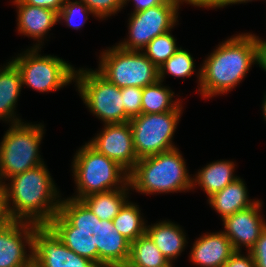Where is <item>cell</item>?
<instances>
[{
	"instance_id": "obj_20",
	"label": "cell",
	"mask_w": 266,
	"mask_h": 267,
	"mask_svg": "<svg viewBox=\"0 0 266 267\" xmlns=\"http://www.w3.org/2000/svg\"><path fill=\"white\" fill-rule=\"evenodd\" d=\"M247 186L240 177L222 190L208 198V203L216 212L221 215V219L233 215L254 205L257 200L249 199Z\"/></svg>"
},
{
	"instance_id": "obj_18",
	"label": "cell",
	"mask_w": 266,
	"mask_h": 267,
	"mask_svg": "<svg viewBox=\"0 0 266 267\" xmlns=\"http://www.w3.org/2000/svg\"><path fill=\"white\" fill-rule=\"evenodd\" d=\"M146 233L164 257L173 264L185 249L187 239L184 230L174 222L159 221L146 226Z\"/></svg>"
},
{
	"instance_id": "obj_24",
	"label": "cell",
	"mask_w": 266,
	"mask_h": 267,
	"mask_svg": "<svg viewBox=\"0 0 266 267\" xmlns=\"http://www.w3.org/2000/svg\"><path fill=\"white\" fill-rule=\"evenodd\" d=\"M175 93L168 86H163V81L146 86L142 92V114L162 113L174 110L180 103L172 100Z\"/></svg>"
},
{
	"instance_id": "obj_19",
	"label": "cell",
	"mask_w": 266,
	"mask_h": 267,
	"mask_svg": "<svg viewBox=\"0 0 266 267\" xmlns=\"http://www.w3.org/2000/svg\"><path fill=\"white\" fill-rule=\"evenodd\" d=\"M17 67L9 60L0 67V120L13 124L23 121L16 116L15 108L22 89Z\"/></svg>"
},
{
	"instance_id": "obj_33",
	"label": "cell",
	"mask_w": 266,
	"mask_h": 267,
	"mask_svg": "<svg viewBox=\"0 0 266 267\" xmlns=\"http://www.w3.org/2000/svg\"><path fill=\"white\" fill-rule=\"evenodd\" d=\"M24 4L52 9L57 13L61 10L66 0H21Z\"/></svg>"
},
{
	"instance_id": "obj_5",
	"label": "cell",
	"mask_w": 266,
	"mask_h": 267,
	"mask_svg": "<svg viewBox=\"0 0 266 267\" xmlns=\"http://www.w3.org/2000/svg\"><path fill=\"white\" fill-rule=\"evenodd\" d=\"M72 173L77 194L72 199L100 192L124 188L129 183V173L112 159L94 149L88 142L76 151Z\"/></svg>"
},
{
	"instance_id": "obj_13",
	"label": "cell",
	"mask_w": 266,
	"mask_h": 267,
	"mask_svg": "<svg viewBox=\"0 0 266 267\" xmlns=\"http://www.w3.org/2000/svg\"><path fill=\"white\" fill-rule=\"evenodd\" d=\"M37 226L8 219L0 225V267L33 266V235Z\"/></svg>"
},
{
	"instance_id": "obj_9",
	"label": "cell",
	"mask_w": 266,
	"mask_h": 267,
	"mask_svg": "<svg viewBox=\"0 0 266 267\" xmlns=\"http://www.w3.org/2000/svg\"><path fill=\"white\" fill-rule=\"evenodd\" d=\"M74 82L89 111L104 124L126 122L121 88L111 83L97 69H76Z\"/></svg>"
},
{
	"instance_id": "obj_6",
	"label": "cell",
	"mask_w": 266,
	"mask_h": 267,
	"mask_svg": "<svg viewBox=\"0 0 266 267\" xmlns=\"http://www.w3.org/2000/svg\"><path fill=\"white\" fill-rule=\"evenodd\" d=\"M43 128L41 123L11 124L0 142V186L12 176L44 163L39 155Z\"/></svg>"
},
{
	"instance_id": "obj_8",
	"label": "cell",
	"mask_w": 266,
	"mask_h": 267,
	"mask_svg": "<svg viewBox=\"0 0 266 267\" xmlns=\"http://www.w3.org/2000/svg\"><path fill=\"white\" fill-rule=\"evenodd\" d=\"M100 54L97 70L119 88H144L159 80V69L143 51H128L116 45Z\"/></svg>"
},
{
	"instance_id": "obj_25",
	"label": "cell",
	"mask_w": 266,
	"mask_h": 267,
	"mask_svg": "<svg viewBox=\"0 0 266 267\" xmlns=\"http://www.w3.org/2000/svg\"><path fill=\"white\" fill-rule=\"evenodd\" d=\"M138 206L127 201L112 220L115 229L130 243L146 233L147 225Z\"/></svg>"
},
{
	"instance_id": "obj_26",
	"label": "cell",
	"mask_w": 266,
	"mask_h": 267,
	"mask_svg": "<svg viewBox=\"0 0 266 267\" xmlns=\"http://www.w3.org/2000/svg\"><path fill=\"white\" fill-rule=\"evenodd\" d=\"M168 31L152 39L142 50L146 57L159 69L180 48Z\"/></svg>"
},
{
	"instance_id": "obj_27",
	"label": "cell",
	"mask_w": 266,
	"mask_h": 267,
	"mask_svg": "<svg viewBox=\"0 0 266 267\" xmlns=\"http://www.w3.org/2000/svg\"><path fill=\"white\" fill-rule=\"evenodd\" d=\"M194 58L181 47L160 68L159 80L164 81L166 74L175 78L191 77L195 72Z\"/></svg>"
},
{
	"instance_id": "obj_28",
	"label": "cell",
	"mask_w": 266,
	"mask_h": 267,
	"mask_svg": "<svg viewBox=\"0 0 266 267\" xmlns=\"http://www.w3.org/2000/svg\"><path fill=\"white\" fill-rule=\"evenodd\" d=\"M89 14L96 17L84 2L80 0H66L63 7L58 12V22L63 20L66 22V26L78 30L81 26H84ZM80 20L82 22H80Z\"/></svg>"
},
{
	"instance_id": "obj_29",
	"label": "cell",
	"mask_w": 266,
	"mask_h": 267,
	"mask_svg": "<svg viewBox=\"0 0 266 267\" xmlns=\"http://www.w3.org/2000/svg\"><path fill=\"white\" fill-rule=\"evenodd\" d=\"M142 92L143 88L141 87L129 86L121 88L124 112L126 113V122L141 114Z\"/></svg>"
},
{
	"instance_id": "obj_3",
	"label": "cell",
	"mask_w": 266,
	"mask_h": 267,
	"mask_svg": "<svg viewBox=\"0 0 266 267\" xmlns=\"http://www.w3.org/2000/svg\"><path fill=\"white\" fill-rule=\"evenodd\" d=\"M217 46L196 73L198 91L205 99L231 91L246 77L252 65L257 64L252 33H239Z\"/></svg>"
},
{
	"instance_id": "obj_16",
	"label": "cell",
	"mask_w": 266,
	"mask_h": 267,
	"mask_svg": "<svg viewBox=\"0 0 266 267\" xmlns=\"http://www.w3.org/2000/svg\"><path fill=\"white\" fill-rule=\"evenodd\" d=\"M235 252L230 239L219 231L205 233L195 240L190 261L200 267H223Z\"/></svg>"
},
{
	"instance_id": "obj_37",
	"label": "cell",
	"mask_w": 266,
	"mask_h": 267,
	"mask_svg": "<svg viewBox=\"0 0 266 267\" xmlns=\"http://www.w3.org/2000/svg\"><path fill=\"white\" fill-rule=\"evenodd\" d=\"M216 0H184L186 4L193 5L195 7L209 8Z\"/></svg>"
},
{
	"instance_id": "obj_7",
	"label": "cell",
	"mask_w": 266,
	"mask_h": 267,
	"mask_svg": "<svg viewBox=\"0 0 266 267\" xmlns=\"http://www.w3.org/2000/svg\"><path fill=\"white\" fill-rule=\"evenodd\" d=\"M41 48L29 47L10 61L17 67L23 87L38 92L57 91L75 80V68L68 62L52 55H41Z\"/></svg>"
},
{
	"instance_id": "obj_4",
	"label": "cell",
	"mask_w": 266,
	"mask_h": 267,
	"mask_svg": "<svg viewBox=\"0 0 266 267\" xmlns=\"http://www.w3.org/2000/svg\"><path fill=\"white\" fill-rule=\"evenodd\" d=\"M186 162L178 148L139 159L129 173L131 190L141 194L178 193L192 188Z\"/></svg>"
},
{
	"instance_id": "obj_31",
	"label": "cell",
	"mask_w": 266,
	"mask_h": 267,
	"mask_svg": "<svg viewBox=\"0 0 266 267\" xmlns=\"http://www.w3.org/2000/svg\"><path fill=\"white\" fill-rule=\"evenodd\" d=\"M250 252L253 256L255 267H266V228L262 231Z\"/></svg>"
},
{
	"instance_id": "obj_1",
	"label": "cell",
	"mask_w": 266,
	"mask_h": 267,
	"mask_svg": "<svg viewBox=\"0 0 266 267\" xmlns=\"http://www.w3.org/2000/svg\"><path fill=\"white\" fill-rule=\"evenodd\" d=\"M48 226L66 247L98 267H125L128 262L130 242L113 221L100 220L82 200L62 199Z\"/></svg>"
},
{
	"instance_id": "obj_30",
	"label": "cell",
	"mask_w": 266,
	"mask_h": 267,
	"mask_svg": "<svg viewBox=\"0 0 266 267\" xmlns=\"http://www.w3.org/2000/svg\"><path fill=\"white\" fill-rule=\"evenodd\" d=\"M84 2L87 7L100 20L108 18L111 15L117 14L123 9V0H80Z\"/></svg>"
},
{
	"instance_id": "obj_11",
	"label": "cell",
	"mask_w": 266,
	"mask_h": 267,
	"mask_svg": "<svg viewBox=\"0 0 266 267\" xmlns=\"http://www.w3.org/2000/svg\"><path fill=\"white\" fill-rule=\"evenodd\" d=\"M184 0H169L166 4L131 13L128 19V39L117 45L128 51H142L155 37L162 35L177 25L179 5Z\"/></svg>"
},
{
	"instance_id": "obj_12",
	"label": "cell",
	"mask_w": 266,
	"mask_h": 267,
	"mask_svg": "<svg viewBox=\"0 0 266 267\" xmlns=\"http://www.w3.org/2000/svg\"><path fill=\"white\" fill-rule=\"evenodd\" d=\"M34 267H98L68 247L48 225L37 226L33 235Z\"/></svg>"
},
{
	"instance_id": "obj_34",
	"label": "cell",
	"mask_w": 266,
	"mask_h": 267,
	"mask_svg": "<svg viewBox=\"0 0 266 267\" xmlns=\"http://www.w3.org/2000/svg\"><path fill=\"white\" fill-rule=\"evenodd\" d=\"M131 0H123V7L127 5V2ZM134 2V11L133 13H137L143 10H147L154 6H159L166 4L169 0H132Z\"/></svg>"
},
{
	"instance_id": "obj_2",
	"label": "cell",
	"mask_w": 266,
	"mask_h": 267,
	"mask_svg": "<svg viewBox=\"0 0 266 267\" xmlns=\"http://www.w3.org/2000/svg\"><path fill=\"white\" fill-rule=\"evenodd\" d=\"M8 180L11 182L0 186L6 218L48 225L59 212L61 196L46 165L43 163Z\"/></svg>"
},
{
	"instance_id": "obj_36",
	"label": "cell",
	"mask_w": 266,
	"mask_h": 267,
	"mask_svg": "<svg viewBox=\"0 0 266 267\" xmlns=\"http://www.w3.org/2000/svg\"><path fill=\"white\" fill-rule=\"evenodd\" d=\"M253 0H216L209 8H223L228 5L232 4H241L251 2Z\"/></svg>"
},
{
	"instance_id": "obj_39",
	"label": "cell",
	"mask_w": 266,
	"mask_h": 267,
	"mask_svg": "<svg viewBox=\"0 0 266 267\" xmlns=\"http://www.w3.org/2000/svg\"><path fill=\"white\" fill-rule=\"evenodd\" d=\"M262 112H263V117L266 121V95H264V100H263V103H262Z\"/></svg>"
},
{
	"instance_id": "obj_38",
	"label": "cell",
	"mask_w": 266,
	"mask_h": 267,
	"mask_svg": "<svg viewBox=\"0 0 266 267\" xmlns=\"http://www.w3.org/2000/svg\"><path fill=\"white\" fill-rule=\"evenodd\" d=\"M7 220L4 212L3 200H2V191L0 188V225Z\"/></svg>"
},
{
	"instance_id": "obj_17",
	"label": "cell",
	"mask_w": 266,
	"mask_h": 267,
	"mask_svg": "<svg viewBox=\"0 0 266 267\" xmlns=\"http://www.w3.org/2000/svg\"><path fill=\"white\" fill-rule=\"evenodd\" d=\"M12 2L18 8V33L37 39L38 43L33 48H41L44 36L58 22V13L52 9L24 4L21 0Z\"/></svg>"
},
{
	"instance_id": "obj_35",
	"label": "cell",
	"mask_w": 266,
	"mask_h": 267,
	"mask_svg": "<svg viewBox=\"0 0 266 267\" xmlns=\"http://www.w3.org/2000/svg\"><path fill=\"white\" fill-rule=\"evenodd\" d=\"M256 41V51H257V65L266 72V41L261 40L259 36L254 34Z\"/></svg>"
},
{
	"instance_id": "obj_22",
	"label": "cell",
	"mask_w": 266,
	"mask_h": 267,
	"mask_svg": "<svg viewBox=\"0 0 266 267\" xmlns=\"http://www.w3.org/2000/svg\"><path fill=\"white\" fill-rule=\"evenodd\" d=\"M130 183L124 188L90 194L81 200L100 220H113L128 201Z\"/></svg>"
},
{
	"instance_id": "obj_10",
	"label": "cell",
	"mask_w": 266,
	"mask_h": 267,
	"mask_svg": "<svg viewBox=\"0 0 266 267\" xmlns=\"http://www.w3.org/2000/svg\"><path fill=\"white\" fill-rule=\"evenodd\" d=\"M181 103L172 111L140 114L129 120L138 159L172 150L174 132L182 115Z\"/></svg>"
},
{
	"instance_id": "obj_14",
	"label": "cell",
	"mask_w": 266,
	"mask_h": 267,
	"mask_svg": "<svg viewBox=\"0 0 266 267\" xmlns=\"http://www.w3.org/2000/svg\"><path fill=\"white\" fill-rule=\"evenodd\" d=\"M94 149L112 159L130 173L137 158L130 122L104 124V128L88 142Z\"/></svg>"
},
{
	"instance_id": "obj_32",
	"label": "cell",
	"mask_w": 266,
	"mask_h": 267,
	"mask_svg": "<svg viewBox=\"0 0 266 267\" xmlns=\"http://www.w3.org/2000/svg\"><path fill=\"white\" fill-rule=\"evenodd\" d=\"M242 255L241 251H235L223 267H255V262L250 251Z\"/></svg>"
},
{
	"instance_id": "obj_23",
	"label": "cell",
	"mask_w": 266,
	"mask_h": 267,
	"mask_svg": "<svg viewBox=\"0 0 266 267\" xmlns=\"http://www.w3.org/2000/svg\"><path fill=\"white\" fill-rule=\"evenodd\" d=\"M147 233L130 243V256L125 267H173Z\"/></svg>"
},
{
	"instance_id": "obj_15",
	"label": "cell",
	"mask_w": 266,
	"mask_h": 267,
	"mask_svg": "<svg viewBox=\"0 0 266 267\" xmlns=\"http://www.w3.org/2000/svg\"><path fill=\"white\" fill-rule=\"evenodd\" d=\"M262 202H257L247 209L237 211L223 221V233L230 239L235 251H241V246L250 251L256 244L262 231L266 228V221L261 212Z\"/></svg>"
},
{
	"instance_id": "obj_21",
	"label": "cell",
	"mask_w": 266,
	"mask_h": 267,
	"mask_svg": "<svg viewBox=\"0 0 266 267\" xmlns=\"http://www.w3.org/2000/svg\"><path fill=\"white\" fill-rule=\"evenodd\" d=\"M199 170L195 174L196 178H192V188L199 185L208 198L239 178L233 174L235 170L233 161L217 160Z\"/></svg>"
}]
</instances>
